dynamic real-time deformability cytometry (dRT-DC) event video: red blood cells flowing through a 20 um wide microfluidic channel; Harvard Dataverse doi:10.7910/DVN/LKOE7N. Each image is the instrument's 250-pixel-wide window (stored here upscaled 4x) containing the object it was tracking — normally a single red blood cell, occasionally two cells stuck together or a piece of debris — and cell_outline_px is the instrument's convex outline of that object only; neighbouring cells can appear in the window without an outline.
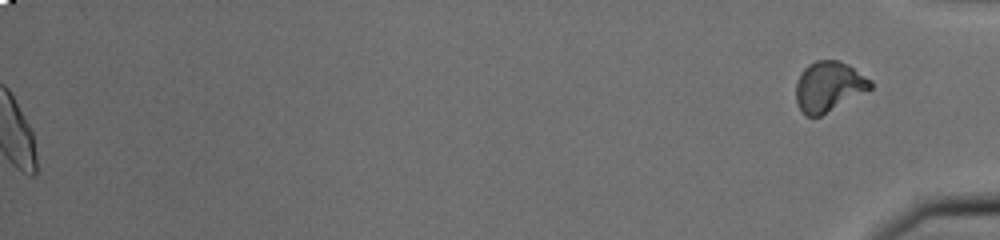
{"species": "common noctule bat (a hibernating species)", "species_latin": "Nyctalus noctula", "temperature_condition": "cold", "stored_images_in_passage": 54, "segment_of_instrument_passage": [2, 2], "camera_frame_rate_fps": 3000, "um_per_image_px": 0.085, "animal": {"sex": "male", "body_mass_g": 20.0, "forearm_length_mm": 53.3}, "frame": {"image": 1, "passage_image": 54, "time_ms": 17.667, "image_size_px": [1000, 240], "cell_outline_px": [[872, 88], [820, 116], [808, 116], [800, 108], [796, 100], [796, 84], [804, 68], [808, 64], [816, 60], [840, 60], [848, 64], [872, 80]], "centroid_in_image_um": [70.45, 7.32], "position_along_channel_um": 364.7, "area_um2": 21.5}}